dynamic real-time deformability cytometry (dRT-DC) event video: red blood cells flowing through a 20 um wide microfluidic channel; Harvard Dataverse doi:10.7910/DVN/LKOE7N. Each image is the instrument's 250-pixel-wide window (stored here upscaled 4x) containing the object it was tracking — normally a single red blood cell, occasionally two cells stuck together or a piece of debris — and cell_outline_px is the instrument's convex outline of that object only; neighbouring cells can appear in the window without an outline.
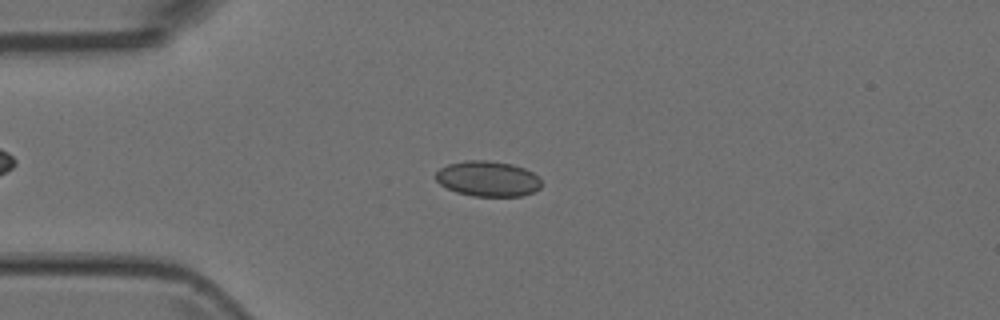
{"species": "Egyptian fruit bat (a non-hibernating species)", "species_latin": "Rousettus aegyptiacus", "temperature_condition": "room temperature", "stored_images_in_passage": 6, "camera_frame_rate_fps": 3000, "um_per_image_px": 0.085, "animal": {"sex": "female"}, "frame": {"image": 1, "passage_image": 4, "time_ms": 1.0, "image_size_px": [1000, 320], "cell_outline_px": [[540, 188], [532, 192], [520, 196], [472, 196], [456, 192], [440, 184], [436, 180], [436, 172], [440, 168], [448, 164], [468, 160], [488, 160], [512, 164], [524, 168], [532, 172], [540, 180]], "centroid_in_image_um": [41.44, 15.19], "position_along_channel_um": 43.6, "area_um2": 21.68}}
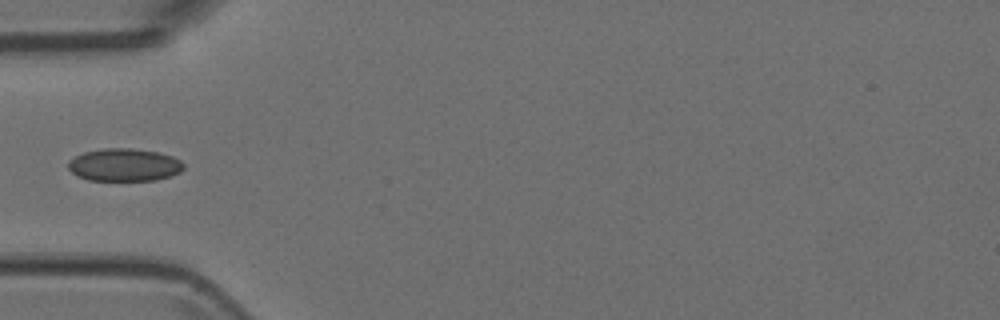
{"frame": {"image": 2, "passage_image": 5, "time_ms": 1.333, "image_size_px": [1000, 320], "cell_outline_px": [[184, 168], [180, 172], [172, 176], [156, 180], [88, 180], [76, 176], [68, 168], [68, 160], [84, 152], [104, 148], [132, 148], [160, 152], [172, 156], [180, 160], [184, 164]], "centroid_in_image_um": [10.58, 14.01], "position_along_channel_um": 74.4, "area_um2": 22.2}}
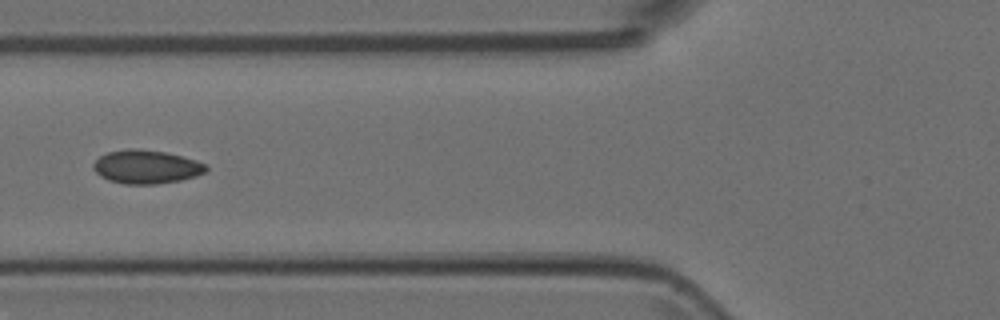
{"frame": {"image": 3, "passage_image": 6, "time_ms": 1.667, "image_size_px": [1000, 320], "cell_outline_px": [[208, 168], [204, 172], [196, 176], [180, 180], [156, 184], [124, 184], [108, 180], [100, 176], [92, 168], [92, 164], [100, 156], [108, 152], [128, 148], [136, 148], [164, 152], [196, 160], [208, 164]], "centroid_in_image_um": [12.42, 14.18], "position_along_channel_um": 113.4, "area_um2": 22.08}}